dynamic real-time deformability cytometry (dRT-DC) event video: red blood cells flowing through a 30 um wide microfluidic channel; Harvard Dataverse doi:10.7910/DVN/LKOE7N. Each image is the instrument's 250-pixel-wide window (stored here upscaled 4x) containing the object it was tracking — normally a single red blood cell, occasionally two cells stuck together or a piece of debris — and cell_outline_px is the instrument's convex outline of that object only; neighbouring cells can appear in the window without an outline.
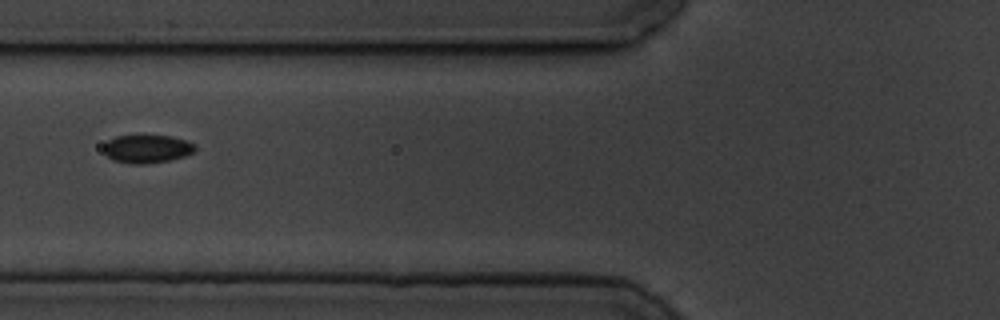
{"species": "common noctule bat (a hibernating species)", "species_latin": "Nyctalus noctula", "temperature_condition": "cold", "stored_images_in_passage": 14, "camera_frame_rate_fps": 3000, "um_per_image_px": 0.085, "animal": {"sex": "male", "body_mass_g": 19.5, "forearm_length_mm": 54.6}, "frame": {"image": 1, "passage_image": 5, "time_ms": 5.667, "image_size_px": [1000, 320], "cell_outline_px": [[196, 148], [192, 152], [184, 156], [172, 160], [148, 164], [132, 164], [112, 160], [104, 152], [104, 144], [108, 140], [116, 136], [172, 136], [196, 144]], "centroid_in_image_um": [12.49, 12.67], "position_along_channel_um": 113.3, "area_um2": 15.03}}
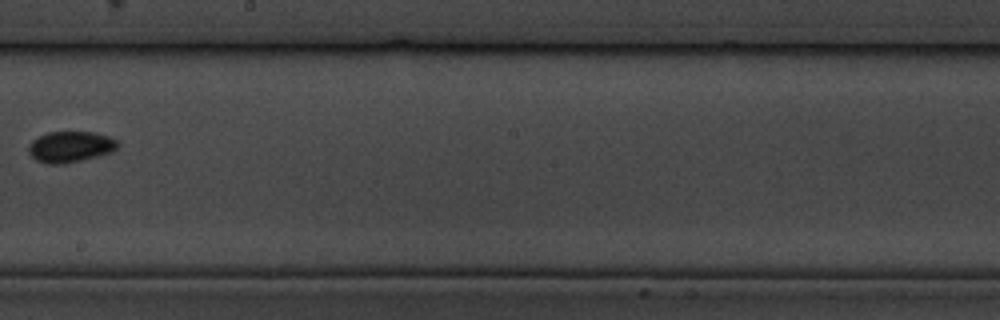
{"frame": {"image": 2, "passage_image": 8, "time_ms": 9.333, "image_size_px": [1000, 320], "cell_outline_px": [[116, 148], [108, 152], [96, 156], [64, 164], [48, 164], [36, 160], [28, 152], [28, 148], [32, 140], [48, 132], [92, 132], [108, 136], [116, 140]], "centroid_in_image_um": [5.92, 12.47], "position_along_channel_um": 242.3, "area_um2": 15.72}}
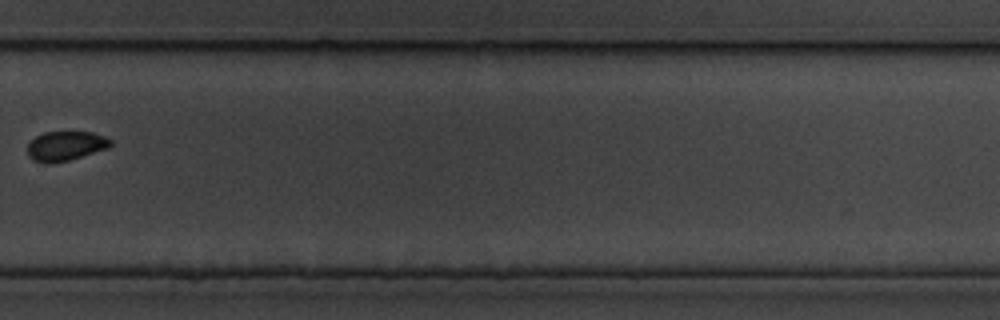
{"frame": {"image": 3, "passage_image": 10, "time_ms": 11.667, "image_size_px": [1000, 320], "cell_outline_px": [[112, 144], [108, 148], [68, 160], [52, 164], [44, 164], [32, 160], [28, 156], [28, 144], [36, 136], [44, 132], [92, 132], [104, 136], [112, 140]], "centroid_in_image_um": [5.55, 12.42], "position_along_channel_um": 324.2, "area_um2": 14.33}, "authors_computed_cell_mechanics": {"area_um2": 15.317, "velocity_mm_per_s": 3.5324, "shape_relaxation_time_tau1_ms": 0.9736, "shape_relaxation_time_tau2_ms": 2.9486, "deformation_change_tau1": 0.0632, "deformation_change_tau2": 0.0458}}